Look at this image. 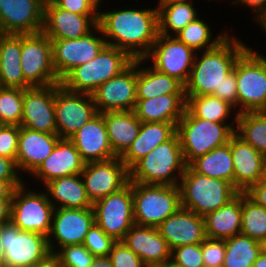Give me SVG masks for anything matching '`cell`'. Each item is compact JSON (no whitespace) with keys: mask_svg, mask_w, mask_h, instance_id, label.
I'll use <instances>...</instances> for the list:
<instances>
[{"mask_svg":"<svg viewBox=\"0 0 266 267\" xmlns=\"http://www.w3.org/2000/svg\"><path fill=\"white\" fill-rule=\"evenodd\" d=\"M97 25L106 44L128 53L134 60L144 59L158 36V11L155 8L100 11Z\"/></svg>","mask_w":266,"mask_h":267,"instance_id":"cell-1","label":"cell"},{"mask_svg":"<svg viewBox=\"0 0 266 267\" xmlns=\"http://www.w3.org/2000/svg\"><path fill=\"white\" fill-rule=\"evenodd\" d=\"M232 36L228 34L214 48L196 53L190 77L185 84V96H204L220 92L224 78L233 70L238 57L248 48V45Z\"/></svg>","mask_w":266,"mask_h":267,"instance_id":"cell-2","label":"cell"},{"mask_svg":"<svg viewBox=\"0 0 266 267\" xmlns=\"http://www.w3.org/2000/svg\"><path fill=\"white\" fill-rule=\"evenodd\" d=\"M179 136L157 145L129 170V181L146 185L177 186L185 172Z\"/></svg>","mask_w":266,"mask_h":267,"instance_id":"cell-3","label":"cell"},{"mask_svg":"<svg viewBox=\"0 0 266 267\" xmlns=\"http://www.w3.org/2000/svg\"><path fill=\"white\" fill-rule=\"evenodd\" d=\"M236 125L237 116L232 123H218L194 117L186 109L176 126L186 165L214 148L227 144L235 133Z\"/></svg>","mask_w":266,"mask_h":267,"instance_id":"cell-4","label":"cell"},{"mask_svg":"<svg viewBox=\"0 0 266 267\" xmlns=\"http://www.w3.org/2000/svg\"><path fill=\"white\" fill-rule=\"evenodd\" d=\"M134 59L119 48L105 45L91 61L71 70L61 84L69 91L92 94L101 84L121 74Z\"/></svg>","mask_w":266,"mask_h":267,"instance_id":"cell-5","label":"cell"},{"mask_svg":"<svg viewBox=\"0 0 266 267\" xmlns=\"http://www.w3.org/2000/svg\"><path fill=\"white\" fill-rule=\"evenodd\" d=\"M179 189L181 207L203 217L221 208L239 193L227 180L200 175L189 166L180 179Z\"/></svg>","mask_w":266,"mask_h":267,"instance_id":"cell-6","label":"cell"},{"mask_svg":"<svg viewBox=\"0 0 266 267\" xmlns=\"http://www.w3.org/2000/svg\"><path fill=\"white\" fill-rule=\"evenodd\" d=\"M236 80L237 113L266 111V57L248 47L236 61Z\"/></svg>","mask_w":266,"mask_h":267,"instance_id":"cell-7","label":"cell"},{"mask_svg":"<svg viewBox=\"0 0 266 267\" xmlns=\"http://www.w3.org/2000/svg\"><path fill=\"white\" fill-rule=\"evenodd\" d=\"M135 224L157 228L181 207L177 186L146 185L132 182Z\"/></svg>","mask_w":266,"mask_h":267,"instance_id":"cell-8","label":"cell"},{"mask_svg":"<svg viewBox=\"0 0 266 267\" xmlns=\"http://www.w3.org/2000/svg\"><path fill=\"white\" fill-rule=\"evenodd\" d=\"M29 189L25 187V182L15 189L11 201V221L22 231L48 237L55 208L45 190L37 192Z\"/></svg>","mask_w":266,"mask_h":267,"instance_id":"cell-9","label":"cell"},{"mask_svg":"<svg viewBox=\"0 0 266 267\" xmlns=\"http://www.w3.org/2000/svg\"><path fill=\"white\" fill-rule=\"evenodd\" d=\"M21 68L31 87L59 84L52 55V42L43 32L21 34Z\"/></svg>","mask_w":266,"mask_h":267,"instance_id":"cell-10","label":"cell"},{"mask_svg":"<svg viewBox=\"0 0 266 267\" xmlns=\"http://www.w3.org/2000/svg\"><path fill=\"white\" fill-rule=\"evenodd\" d=\"M0 240L6 267H31L51 255L47 236L22 231L12 221L0 225Z\"/></svg>","mask_w":266,"mask_h":267,"instance_id":"cell-11","label":"cell"},{"mask_svg":"<svg viewBox=\"0 0 266 267\" xmlns=\"http://www.w3.org/2000/svg\"><path fill=\"white\" fill-rule=\"evenodd\" d=\"M95 223L115 241H121L135 224L132 182L93 204Z\"/></svg>","mask_w":266,"mask_h":267,"instance_id":"cell-12","label":"cell"},{"mask_svg":"<svg viewBox=\"0 0 266 267\" xmlns=\"http://www.w3.org/2000/svg\"><path fill=\"white\" fill-rule=\"evenodd\" d=\"M54 109L61 139H69L98 114L92 94L69 91L61 83L55 84Z\"/></svg>","mask_w":266,"mask_h":267,"instance_id":"cell-13","label":"cell"},{"mask_svg":"<svg viewBox=\"0 0 266 267\" xmlns=\"http://www.w3.org/2000/svg\"><path fill=\"white\" fill-rule=\"evenodd\" d=\"M196 52L176 36L158 34L149 54L144 58L157 71L187 83ZM149 62H148V61Z\"/></svg>","mask_w":266,"mask_h":267,"instance_id":"cell-14","label":"cell"},{"mask_svg":"<svg viewBox=\"0 0 266 267\" xmlns=\"http://www.w3.org/2000/svg\"><path fill=\"white\" fill-rule=\"evenodd\" d=\"M51 42L53 66L60 80L75 67L93 60L106 45L98 25L79 39H54Z\"/></svg>","mask_w":266,"mask_h":267,"instance_id":"cell-15","label":"cell"},{"mask_svg":"<svg viewBox=\"0 0 266 267\" xmlns=\"http://www.w3.org/2000/svg\"><path fill=\"white\" fill-rule=\"evenodd\" d=\"M94 223L93 208L54 209L51 230L47 237L51 254L67 245L83 244L86 234Z\"/></svg>","mask_w":266,"mask_h":267,"instance_id":"cell-16","label":"cell"},{"mask_svg":"<svg viewBox=\"0 0 266 267\" xmlns=\"http://www.w3.org/2000/svg\"><path fill=\"white\" fill-rule=\"evenodd\" d=\"M137 59L121 74L101 84L92 97L98 113L133 111L137 101Z\"/></svg>","mask_w":266,"mask_h":267,"instance_id":"cell-17","label":"cell"},{"mask_svg":"<svg viewBox=\"0 0 266 267\" xmlns=\"http://www.w3.org/2000/svg\"><path fill=\"white\" fill-rule=\"evenodd\" d=\"M88 198L94 204L129 182V170L120 157L85 163L81 172Z\"/></svg>","mask_w":266,"mask_h":267,"instance_id":"cell-18","label":"cell"},{"mask_svg":"<svg viewBox=\"0 0 266 267\" xmlns=\"http://www.w3.org/2000/svg\"><path fill=\"white\" fill-rule=\"evenodd\" d=\"M55 84L23 89L21 127L57 134L55 117Z\"/></svg>","mask_w":266,"mask_h":267,"instance_id":"cell-19","label":"cell"},{"mask_svg":"<svg viewBox=\"0 0 266 267\" xmlns=\"http://www.w3.org/2000/svg\"><path fill=\"white\" fill-rule=\"evenodd\" d=\"M43 16L44 5L38 0H0V33H40Z\"/></svg>","mask_w":266,"mask_h":267,"instance_id":"cell-20","label":"cell"},{"mask_svg":"<svg viewBox=\"0 0 266 267\" xmlns=\"http://www.w3.org/2000/svg\"><path fill=\"white\" fill-rule=\"evenodd\" d=\"M97 23L98 15H79L55 3L44 5L42 32L51 40L79 39L91 32Z\"/></svg>","mask_w":266,"mask_h":267,"instance_id":"cell-21","label":"cell"},{"mask_svg":"<svg viewBox=\"0 0 266 267\" xmlns=\"http://www.w3.org/2000/svg\"><path fill=\"white\" fill-rule=\"evenodd\" d=\"M157 228L171 250L184 245L201 244L207 238L204 217L183 207Z\"/></svg>","mask_w":266,"mask_h":267,"instance_id":"cell-22","label":"cell"},{"mask_svg":"<svg viewBox=\"0 0 266 267\" xmlns=\"http://www.w3.org/2000/svg\"><path fill=\"white\" fill-rule=\"evenodd\" d=\"M121 241L146 267H162L171 259V249L158 228L134 224Z\"/></svg>","mask_w":266,"mask_h":267,"instance_id":"cell-23","label":"cell"},{"mask_svg":"<svg viewBox=\"0 0 266 267\" xmlns=\"http://www.w3.org/2000/svg\"><path fill=\"white\" fill-rule=\"evenodd\" d=\"M69 140L75 145L85 163L105 161L116 157L101 113L84 124Z\"/></svg>","mask_w":266,"mask_h":267,"instance_id":"cell-24","label":"cell"},{"mask_svg":"<svg viewBox=\"0 0 266 267\" xmlns=\"http://www.w3.org/2000/svg\"><path fill=\"white\" fill-rule=\"evenodd\" d=\"M85 162L81 158L75 145L69 139H60L52 153L31 174L34 179L41 181L42 185L58 179L81 174ZM36 177V178H35Z\"/></svg>","mask_w":266,"mask_h":267,"instance_id":"cell-25","label":"cell"},{"mask_svg":"<svg viewBox=\"0 0 266 267\" xmlns=\"http://www.w3.org/2000/svg\"><path fill=\"white\" fill-rule=\"evenodd\" d=\"M230 149L233 158L234 187L239 192H246L262 179L265 156L236 133L230 138Z\"/></svg>","mask_w":266,"mask_h":267,"instance_id":"cell-26","label":"cell"},{"mask_svg":"<svg viewBox=\"0 0 266 267\" xmlns=\"http://www.w3.org/2000/svg\"><path fill=\"white\" fill-rule=\"evenodd\" d=\"M61 138L55 133H43L20 126L16 166L29 176L52 153Z\"/></svg>","mask_w":266,"mask_h":267,"instance_id":"cell-27","label":"cell"},{"mask_svg":"<svg viewBox=\"0 0 266 267\" xmlns=\"http://www.w3.org/2000/svg\"><path fill=\"white\" fill-rule=\"evenodd\" d=\"M185 110V94H164L146 100H137L133 111L141 122L177 124Z\"/></svg>","mask_w":266,"mask_h":267,"instance_id":"cell-28","label":"cell"},{"mask_svg":"<svg viewBox=\"0 0 266 267\" xmlns=\"http://www.w3.org/2000/svg\"><path fill=\"white\" fill-rule=\"evenodd\" d=\"M176 126L164 122H141L138 136L120 157L126 168L130 170L157 145L170 140L176 134Z\"/></svg>","mask_w":266,"mask_h":267,"instance_id":"cell-29","label":"cell"},{"mask_svg":"<svg viewBox=\"0 0 266 267\" xmlns=\"http://www.w3.org/2000/svg\"><path fill=\"white\" fill-rule=\"evenodd\" d=\"M44 187L48 199L55 209L93 208V204L88 198L81 174L60 177L48 182L43 188Z\"/></svg>","mask_w":266,"mask_h":267,"instance_id":"cell-30","label":"cell"},{"mask_svg":"<svg viewBox=\"0 0 266 267\" xmlns=\"http://www.w3.org/2000/svg\"><path fill=\"white\" fill-rule=\"evenodd\" d=\"M21 34H0V87L28 89L21 68Z\"/></svg>","mask_w":266,"mask_h":267,"instance_id":"cell-31","label":"cell"},{"mask_svg":"<svg viewBox=\"0 0 266 267\" xmlns=\"http://www.w3.org/2000/svg\"><path fill=\"white\" fill-rule=\"evenodd\" d=\"M242 221V192L221 208L204 216L207 238L226 240L240 234Z\"/></svg>","mask_w":266,"mask_h":267,"instance_id":"cell-32","label":"cell"},{"mask_svg":"<svg viewBox=\"0 0 266 267\" xmlns=\"http://www.w3.org/2000/svg\"><path fill=\"white\" fill-rule=\"evenodd\" d=\"M144 63L147 64L145 59H137V100L164 94H185V85L181 81Z\"/></svg>","mask_w":266,"mask_h":267,"instance_id":"cell-33","label":"cell"},{"mask_svg":"<svg viewBox=\"0 0 266 267\" xmlns=\"http://www.w3.org/2000/svg\"><path fill=\"white\" fill-rule=\"evenodd\" d=\"M101 114L113 152L116 157H121L138 136L141 121L134 111H108Z\"/></svg>","mask_w":266,"mask_h":267,"instance_id":"cell-34","label":"cell"},{"mask_svg":"<svg viewBox=\"0 0 266 267\" xmlns=\"http://www.w3.org/2000/svg\"><path fill=\"white\" fill-rule=\"evenodd\" d=\"M188 166L200 175L227 180L234 185V168L230 140L227 144L214 148L204 156L196 158Z\"/></svg>","mask_w":266,"mask_h":267,"instance_id":"cell-35","label":"cell"},{"mask_svg":"<svg viewBox=\"0 0 266 267\" xmlns=\"http://www.w3.org/2000/svg\"><path fill=\"white\" fill-rule=\"evenodd\" d=\"M186 109L197 118L218 123H230L231 113L238 116L234 106L214 95L185 96ZM236 112H234V111ZM228 119V120H227Z\"/></svg>","mask_w":266,"mask_h":267,"instance_id":"cell-36","label":"cell"},{"mask_svg":"<svg viewBox=\"0 0 266 267\" xmlns=\"http://www.w3.org/2000/svg\"><path fill=\"white\" fill-rule=\"evenodd\" d=\"M157 11L158 34L166 36H173V34L175 36L187 24L199 17L193 2L157 5Z\"/></svg>","mask_w":266,"mask_h":267,"instance_id":"cell-37","label":"cell"},{"mask_svg":"<svg viewBox=\"0 0 266 267\" xmlns=\"http://www.w3.org/2000/svg\"><path fill=\"white\" fill-rule=\"evenodd\" d=\"M261 252V242L243 234L234 235L225 240L222 267H252Z\"/></svg>","mask_w":266,"mask_h":267,"instance_id":"cell-38","label":"cell"},{"mask_svg":"<svg viewBox=\"0 0 266 267\" xmlns=\"http://www.w3.org/2000/svg\"><path fill=\"white\" fill-rule=\"evenodd\" d=\"M235 133L266 156V111L239 113Z\"/></svg>","mask_w":266,"mask_h":267,"instance_id":"cell-39","label":"cell"},{"mask_svg":"<svg viewBox=\"0 0 266 267\" xmlns=\"http://www.w3.org/2000/svg\"><path fill=\"white\" fill-rule=\"evenodd\" d=\"M211 31L206 20L197 17L175 36L197 53L214 48L230 34L228 33L229 31L224 30L223 33L221 32L220 35L218 34L217 38H213Z\"/></svg>","mask_w":266,"mask_h":267,"instance_id":"cell-40","label":"cell"},{"mask_svg":"<svg viewBox=\"0 0 266 267\" xmlns=\"http://www.w3.org/2000/svg\"><path fill=\"white\" fill-rule=\"evenodd\" d=\"M240 234L257 242L266 238V209L257 205L242 192V221Z\"/></svg>","mask_w":266,"mask_h":267,"instance_id":"cell-41","label":"cell"},{"mask_svg":"<svg viewBox=\"0 0 266 267\" xmlns=\"http://www.w3.org/2000/svg\"><path fill=\"white\" fill-rule=\"evenodd\" d=\"M23 89L0 87V123L21 126Z\"/></svg>","mask_w":266,"mask_h":267,"instance_id":"cell-42","label":"cell"},{"mask_svg":"<svg viewBox=\"0 0 266 267\" xmlns=\"http://www.w3.org/2000/svg\"><path fill=\"white\" fill-rule=\"evenodd\" d=\"M60 267H90L95 256L83 245H67L56 250Z\"/></svg>","mask_w":266,"mask_h":267,"instance_id":"cell-43","label":"cell"},{"mask_svg":"<svg viewBox=\"0 0 266 267\" xmlns=\"http://www.w3.org/2000/svg\"><path fill=\"white\" fill-rule=\"evenodd\" d=\"M116 241L107 235L96 223L85 236L83 245L95 256H109Z\"/></svg>","mask_w":266,"mask_h":267,"instance_id":"cell-44","label":"cell"},{"mask_svg":"<svg viewBox=\"0 0 266 267\" xmlns=\"http://www.w3.org/2000/svg\"><path fill=\"white\" fill-rule=\"evenodd\" d=\"M170 260L183 267H204L202 243L184 245L172 249Z\"/></svg>","mask_w":266,"mask_h":267,"instance_id":"cell-45","label":"cell"},{"mask_svg":"<svg viewBox=\"0 0 266 267\" xmlns=\"http://www.w3.org/2000/svg\"><path fill=\"white\" fill-rule=\"evenodd\" d=\"M109 258L113 267H146L143 261L122 241H116Z\"/></svg>","mask_w":266,"mask_h":267,"instance_id":"cell-46","label":"cell"},{"mask_svg":"<svg viewBox=\"0 0 266 267\" xmlns=\"http://www.w3.org/2000/svg\"><path fill=\"white\" fill-rule=\"evenodd\" d=\"M225 256V240L206 238L202 242L204 267H222Z\"/></svg>","mask_w":266,"mask_h":267,"instance_id":"cell-47","label":"cell"},{"mask_svg":"<svg viewBox=\"0 0 266 267\" xmlns=\"http://www.w3.org/2000/svg\"><path fill=\"white\" fill-rule=\"evenodd\" d=\"M20 126L2 125L0 127V156L16 161Z\"/></svg>","mask_w":266,"mask_h":267,"instance_id":"cell-48","label":"cell"},{"mask_svg":"<svg viewBox=\"0 0 266 267\" xmlns=\"http://www.w3.org/2000/svg\"><path fill=\"white\" fill-rule=\"evenodd\" d=\"M59 8L79 15H98L102 0H55Z\"/></svg>","mask_w":266,"mask_h":267,"instance_id":"cell-49","label":"cell"},{"mask_svg":"<svg viewBox=\"0 0 266 267\" xmlns=\"http://www.w3.org/2000/svg\"><path fill=\"white\" fill-rule=\"evenodd\" d=\"M237 80H236V63L234 68L224 78L220 86V92H214L212 95L230 103L237 110Z\"/></svg>","mask_w":266,"mask_h":267,"instance_id":"cell-50","label":"cell"},{"mask_svg":"<svg viewBox=\"0 0 266 267\" xmlns=\"http://www.w3.org/2000/svg\"><path fill=\"white\" fill-rule=\"evenodd\" d=\"M18 171L16 163L11 158L0 156V180L9 181L15 188L21 186L24 179Z\"/></svg>","mask_w":266,"mask_h":267,"instance_id":"cell-51","label":"cell"},{"mask_svg":"<svg viewBox=\"0 0 266 267\" xmlns=\"http://www.w3.org/2000/svg\"><path fill=\"white\" fill-rule=\"evenodd\" d=\"M245 194L257 205L266 209V182L260 180L253 184Z\"/></svg>","mask_w":266,"mask_h":267,"instance_id":"cell-52","label":"cell"},{"mask_svg":"<svg viewBox=\"0 0 266 267\" xmlns=\"http://www.w3.org/2000/svg\"><path fill=\"white\" fill-rule=\"evenodd\" d=\"M240 5L242 6H247L251 11V13L254 14L255 18L254 20L258 22V20L266 13V0H236L235 1V6Z\"/></svg>","mask_w":266,"mask_h":267,"instance_id":"cell-53","label":"cell"},{"mask_svg":"<svg viewBox=\"0 0 266 267\" xmlns=\"http://www.w3.org/2000/svg\"><path fill=\"white\" fill-rule=\"evenodd\" d=\"M12 199H0V225L11 221Z\"/></svg>","mask_w":266,"mask_h":267,"instance_id":"cell-54","label":"cell"},{"mask_svg":"<svg viewBox=\"0 0 266 267\" xmlns=\"http://www.w3.org/2000/svg\"><path fill=\"white\" fill-rule=\"evenodd\" d=\"M15 187L5 180H0V199H12Z\"/></svg>","mask_w":266,"mask_h":267,"instance_id":"cell-55","label":"cell"},{"mask_svg":"<svg viewBox=\"0 0 266 267\" xmlns=\"http://www.w3.org/2000/svg\"><path fill=\"white\" fill-rule=\"evenodd\" d=\"M31 267H60V264L57 257L54 254H51L45 260L36 263Z\"/></svg>","mask_w":266,"mask_h":267,"instance_id":"cell-56","label":"cell"},{"mask_svg":"<svg viewBox=\"0 0 266 267\" xmlns=\"http://www.w3.org/2000/svg\"><path fill=\"white\" fill-rule=\"evenodd\" d=\"M90 267H113L109 256H97Z\"/></svg>","mask_w":266,"mask_h":267,"instance_id":"cell-57","label":"cell"},{"mask_svg":"<svg viewBox=\"0 0 266 267\" xmlns=\"http://www.w3.org/2000/svg\"><path fill=\"white\" fill-rule=\"evenodd\" d=\"M252 267H266V254L263 251L259 254Z\"/></svg>","mask_w":266,"mask_h":267,"instance_id":"cell-58","label":"cell"},{"mask_svg":"<svg viewBox=\"0 0 266 267\" xmlns=\"http://www.w3.org/2000/svg\"><path fill=\"white\" fill-rule=\"evenodd\" d=\"M187 2H193V0H158L157 5H171V4H179Z\"/></svg>","mask_w":266,"mask_h":267,"instance_id":"cell-59","label":"cell"},{"mask_svg":"<svg viewBox=\"0 0 266 267\" xmlns=\"http://www.w3.org/2000/svg\"><path fill=\"white\" fill-rule=\"evenodd\" d=\"M0 267H6L5 252L4 248L2 247L1 240H0Z\"/></svg>","mask_w":266,"mask_h":267,"instance_id":"cell-60","label":"cell"},{"mask_svg":"<svg viewBox=\"0 0 266 267\" xmlns=\"http://www.w3.org/2000/svg\"><path fill=\"white\" fill-rule=\"evenodd\" d=\"M258 26L266 33V13L258 20Z\"/></svg>","mask_w":266,"mask_h":267,"instance_id":"cell-61","label":"cell"},{"mask_svg":"<svg viewBox=\"0 0 266 267\" xmlns=\"http://www.w3.org/2000/svg\"><path fill=\"white\" fill-rule=\"evenodd\" d=\"M162 267H183V266H180V265L172 262L171 260H168Z\"/></svg>","mask_w":266,"mask_h":267,"instance_id":"cell-62","label":"cell"},{"mask_svg":"<svg viewBox=\"0 0 266 267\" xmlns=\"http://www.w3.org/2000/svg\"><path fill=\"white\" fill-rule=\"evenodd\" d=\"M261 181L266 182V156L264 159V164H263V175Z\"/></svg>","mask_w":266,"mask_h":267,"instance_id":"cell-63","label":"cell"},{"mask_svg":"<svg viewBox=\"0 0 266 267\" xmlns=\"http://www.w3.org/2000/svg\"><path fill=\"white\" fill-rule=\"evenodd\" d=\"M40 3H42L43 5H47L50 3H54L55 0H38Z\"/></svg>","mask_w":266,"mask_h":267,"instance_id":"cell-64","label":"cell"},{"mask_svg":"<svg viewBox=\"0 0 266 267\" xmlns=\"http://www.w3.org/2000/svg\"><path fill=\"white\" fill-rule=\"evenodd\" d=\"M262 244V251L266 254V238L261 242Z\"/></svg>","mask_w":266,"mask_h":267,"instance_id":"cell-65","label":"cell"},{"mask_svg":"<svg viewBox=\"0 0 266 267\" xmlns=\"http://www.w3.org/2000/svg\"><path fill=\"white\" fill-rule=\"evenodd\" d=\"M212 1V0H211ZM216 1V0H215ZM219 2V0H217ZM221 1V0H220ZM236 0H231V3L233 2V4L235 3Z\"/></svg>","mask_w":266,"mask_h":267,"instance_id":"cell-66","label":"cell"}]
</instances>
